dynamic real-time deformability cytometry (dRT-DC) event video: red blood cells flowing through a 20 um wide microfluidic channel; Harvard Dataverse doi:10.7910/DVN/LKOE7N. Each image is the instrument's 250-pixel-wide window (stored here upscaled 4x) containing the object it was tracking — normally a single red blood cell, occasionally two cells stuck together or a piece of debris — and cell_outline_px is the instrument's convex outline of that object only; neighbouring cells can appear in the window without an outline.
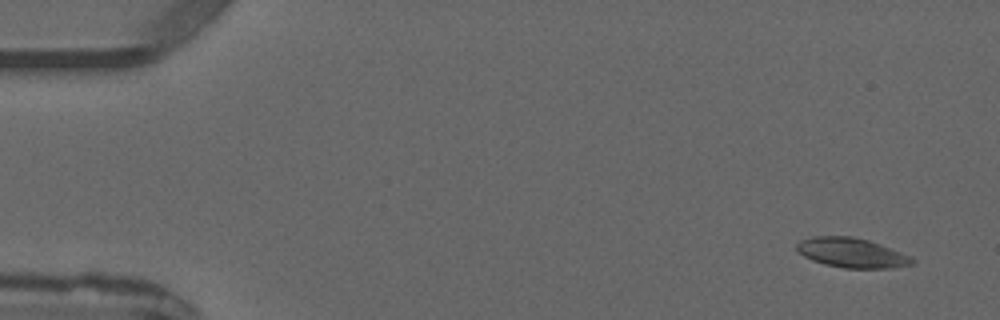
{"species": "common noctule bat (a hibernating species)", "species_latin": "Nyctalus noctula", "temperature_condition": "warm", "stored_images_in_passage": 4, "camera_frame_rate_fps": 3000, "um_per_image_px": 0.085, "animal": {"sex": "male", "forearm_length_mm": 52.5}, "frame": {"image": 1, "passage_image": 1, "time_ms": 0.0, "image_size_px": [1000, 320], "cell_outline_px": [[916, 264], [892, 268], [844, 268], [824, 264], [812, 260], [804, 256], [796, 248], [796, 244], [800, 240], [812, 236], [852, 236], [868, 240], [880, 244], [912, 256], [916, 260]], "centroid_in_image_um": [72.44, 21.49], "position_along_channel_um": 12.6, "area_um2": 20.11}}
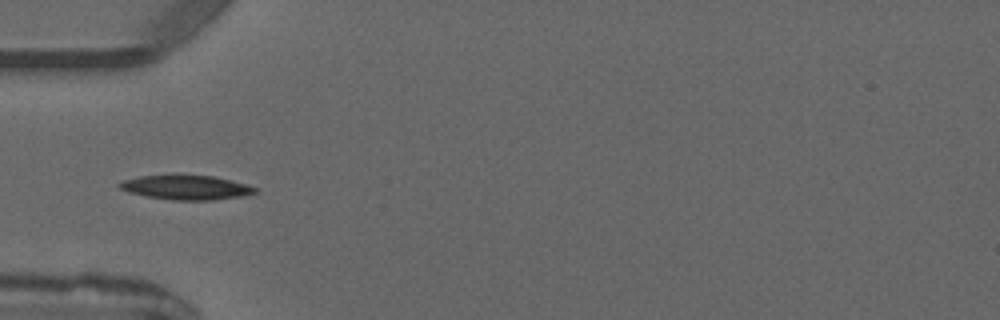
{"frame": {"image": 2, "passage_image": 4, "time_ms": 4.0, "image_size_px": [1000, 320], "cell_outline_px": [[256, 192], [244, 196], [212, 200], [172, 200], [148, 196], [132, 192], [120, 188], [116, 184], [124, 180], [140, 176], [176, 172], [212, 176], [248, 184], [256, 188]], "centroid_in_image_um": [15.82, 15.89], "position_along_channel_um": 69.2, "area_um2": 19.83}}